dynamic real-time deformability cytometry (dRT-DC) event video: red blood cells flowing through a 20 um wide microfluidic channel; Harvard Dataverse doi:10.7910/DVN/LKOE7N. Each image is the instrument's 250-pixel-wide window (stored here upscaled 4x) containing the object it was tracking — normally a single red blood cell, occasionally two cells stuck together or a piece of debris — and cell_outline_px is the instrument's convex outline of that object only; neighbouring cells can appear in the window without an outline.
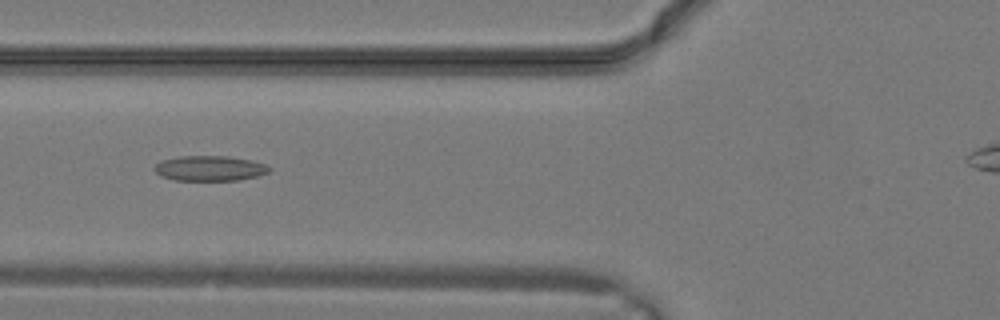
{"species": "common noctule bat (a hibernating species)", "species_latin": "Nyctalus noctula", "temperature_condition": "warm", "stored_images_in_passage": 28, "camera_frame_rate_fps": 3000, "um_per_image_px": 0.085, "animal": {"sex": "male", "body_mass_g": 19.2, "forearm_length_mm": 51.8}, "frame": {"image": 1, "passage_image": 12, "time_ms": 3.667, "image_size_px": [1000, 320], "cell_outline_px": [[272, 168], [268, 172], [256, 176], [236, 180], [172, 180], [160, 176], [152, 168], [160, 160], [180, 156], [228, 156], [252, 160], [264, 164]], "centroid_in_image_um": [17.78, 14.3], "position_along_channel_um": 108.0, "area_um2": 16.88}}
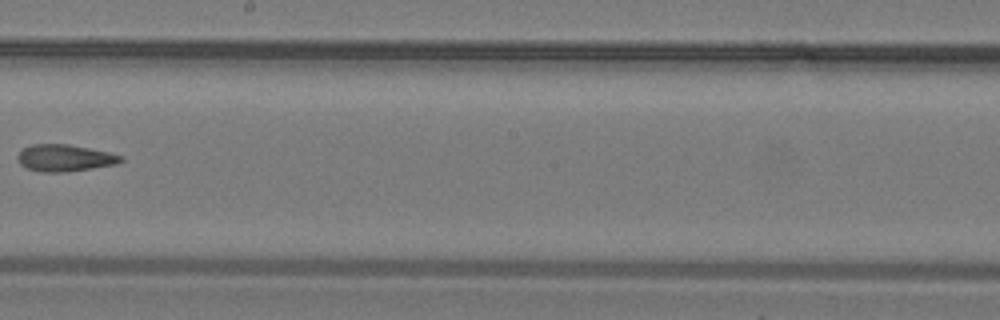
{"frame": {"image": 2, "passage_image": 18, "time_ms": 5.667, "image_size_px": [1000, 320], "cell_outline_px": [[124, 160], [116, 164], [68, 172], [40, 172], [24, 168], [16, 160], [16, 156], [24, 148], [32, 144], [68, 144], [108, 152], [124, 156]], "centroid_in_image_um": [5.47, 13.44], "position_along_channel_um": 242.7, "area_um2": 16.3}}
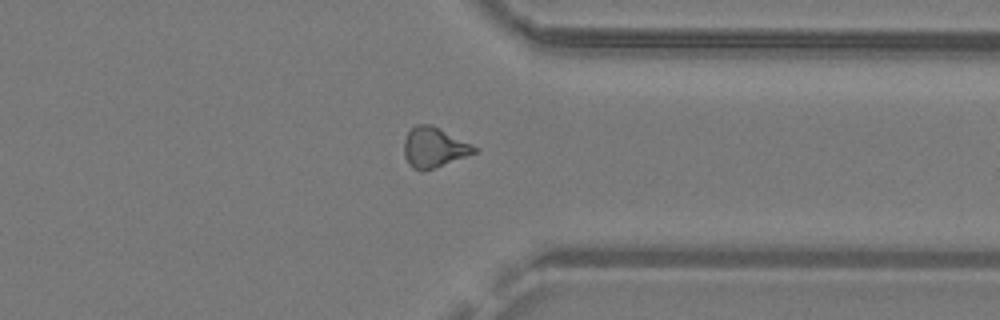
{"frame": {"image": 3, "passage_image": 24, "time_ms": 7.667, "image_size_px": [1000, 320], "cell_outline_px": [[480, 148], [476, 152], [432, 168], [420, 172], [412, 168], [408, 164], [404, 156], [404, 140], [408, 132], [416, 124], [428, 124], [472, 144]], "centroid_in_image_um": [36.85, 12.54], "position_along_channel_um": 374.5, "area_um2": 16.07}}